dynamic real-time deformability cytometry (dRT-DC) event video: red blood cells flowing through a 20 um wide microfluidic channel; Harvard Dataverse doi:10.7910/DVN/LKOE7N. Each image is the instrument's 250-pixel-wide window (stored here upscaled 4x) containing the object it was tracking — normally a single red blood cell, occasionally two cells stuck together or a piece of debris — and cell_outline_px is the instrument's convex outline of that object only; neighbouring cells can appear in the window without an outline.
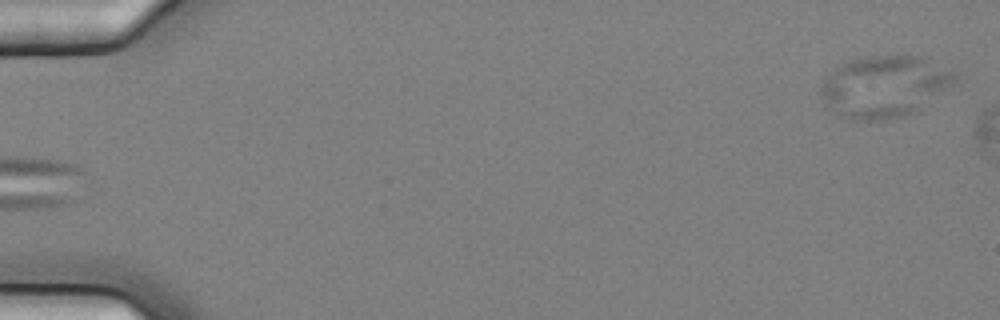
{"species": "common noctule bat (a hibernating species)", "species_latin": "Nyctalus noctula", "temperature_condition": "cold", "stored_images_in_passage": 4, "camera_frame_rate_fps": 3000, "um_per_image_px": 0.085, "animal": {"sex": "female", "body_mass_g": 25.1}, "frame": {"image": 1, "passage_image": 4, "time_ms": 1.0, "image_size_px": [1000, 320], "cell_outline_px": [[956, 84], [916, 112], [904, 116], [888, 120], [852, 120], [840, 116], [836, 112], [820, 92], [820, 88], [824, 76], [836, 64], [852, 60], [872, 56], [920, 56], [956, 72]], "centroid_in_image_um": [75.2, 7.35], "position_along_channel_um": 9.8, "area_um2": 48.32}}